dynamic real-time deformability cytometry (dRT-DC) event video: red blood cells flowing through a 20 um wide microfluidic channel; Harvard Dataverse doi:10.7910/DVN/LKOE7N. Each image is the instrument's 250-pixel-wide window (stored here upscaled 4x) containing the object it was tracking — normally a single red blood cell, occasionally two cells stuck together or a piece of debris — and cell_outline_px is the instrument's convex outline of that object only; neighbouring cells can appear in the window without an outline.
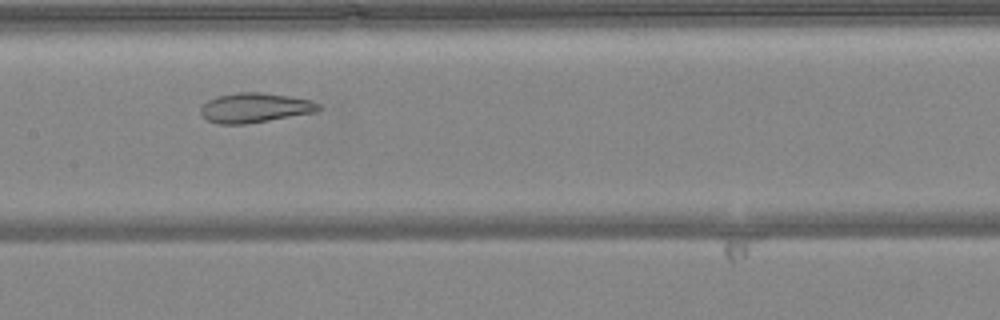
{"species": "common noctule bat (a hibernating species)", "species_latin": "Nyctalus noctula", "temperature_condition": "warm", "stored_images_in_passage": 46, "camera_frame_rate_fps": 3000, "um_per_image_px": 0.085, "animal": {"sex": "female", "body_mass_g": 24.6, "forearm_length_mm": 56.2}, "frame": {"image": 1, "passage_image": 21, "time_ms": 6.667, "image_size_px": [1000, 320], "cell_outline_px": [[320, 108], [316, 112], [244, 124], [216, 124], [208, 120], [200, 112], [200, 108], [208, 100], [216, 96], [240, 92], [260, 92], [292, 96], [312, 100], [320, 104]], "centroid_in_image_um": [21.67, 9.15], "position_along_channel_um": 185.7, "area_um2": 20.35}}
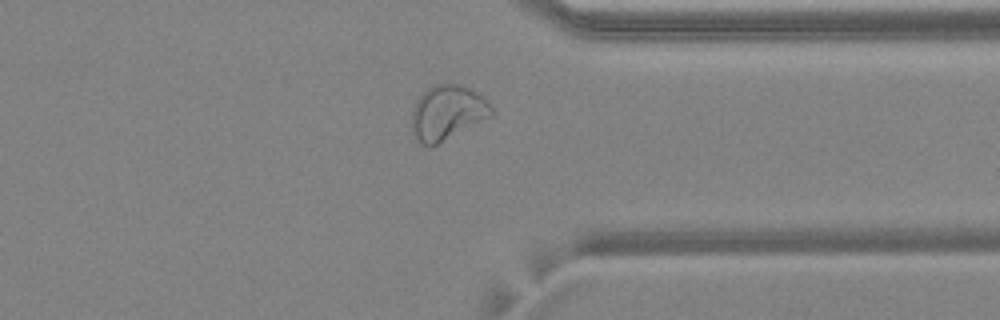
{"frame": {"image": 2, "passage_image": 35, "time_ms": 11.333, "image_size_px": [1000, 320], "cell_outline_px": [[492, 116], [432, 148], [428, 148], [420, 144], [412, 136], [412, 112], [416, 100], [432, 84], [460, 84], [484, 96], [488, 100], [492, 108]], "centroid_in_image_um": [38.0, 9.62], "position_along_channel_um": 373.4, "area_um2": 25.89}}
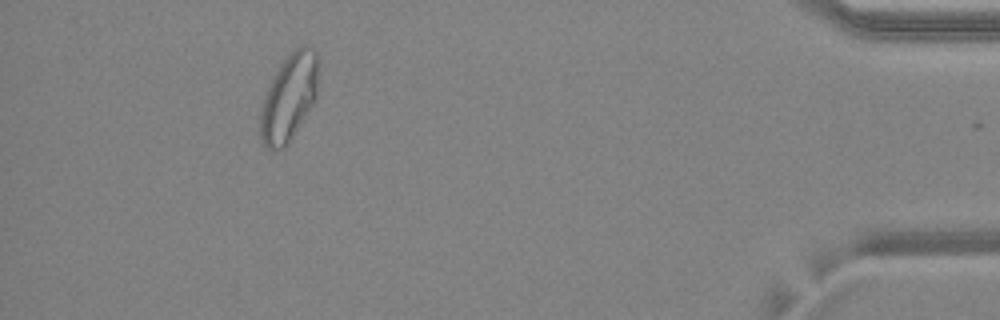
{"frame": {"image": 3, "passage_image": 42, "time_ms": 13.667, "image_size_px": [1000, 320], "cell_outline_px": [[320, 60], [316, 100], [288, 144], [284, 148], [272, 152], [260, 140], [260, 108], [264, 96], [272, 76], [276, 68], [300, 44], [308, 44], [316, 52]], "centroid_in_image_um": [24.58, 8.27], "position_along_channel_um": 410.6, "area_um2": 30.23}, "authors_computed_cell_mechanics": {"area_um2": 26.2123, "velocity_mm_per_s": 4.1014, "shape_relaxation_time_tau1_ms": null, "shape_relaxation_time_tau2_ms": 1.8231, "deformation_change_tau1": null, "deformation_change_tau2": 0.0939}}